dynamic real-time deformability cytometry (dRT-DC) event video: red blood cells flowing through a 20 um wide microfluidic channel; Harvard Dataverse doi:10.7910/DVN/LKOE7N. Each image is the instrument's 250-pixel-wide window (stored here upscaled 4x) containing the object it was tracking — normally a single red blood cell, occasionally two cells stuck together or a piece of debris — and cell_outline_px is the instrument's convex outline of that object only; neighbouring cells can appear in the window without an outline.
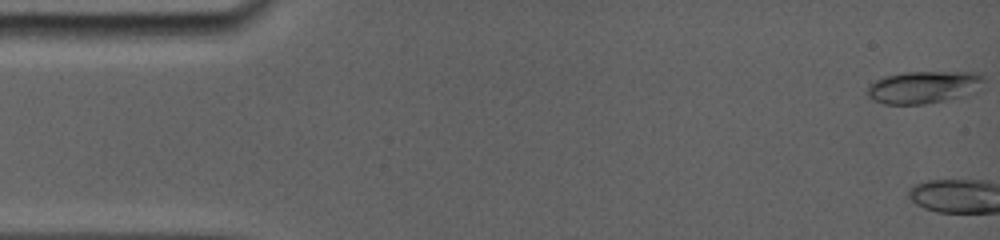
{"species": "common noctule bat (a hibernating species)", "species_latin": "Nyctalus noctula", "temperature_condition": "room temperature", "stored_images_in_passage": 3, "camera_frame_rate_fps": 5000, "um_per_image_px": 0.085, "animal": {"sex": "female", "body_mass_g": 19.0, "forearm_length_mm": 56.7}, "frame": {"image": 1, "passage_image": 1, "time_ms": 0.0, "image_size_px": [1000, 240], "cell_outline_px": [[984, 88], [976, 92], [944, 100], [924, 104], [884, 104], [868, 96], [864, 92], [868, 84], [884, 76], [904, 72], [980, 72], [984, 76]], "centroid_in_image_um": [78.53, 7.39], "position_along_channel_um": 6.5, "area_um2": 22.31}}